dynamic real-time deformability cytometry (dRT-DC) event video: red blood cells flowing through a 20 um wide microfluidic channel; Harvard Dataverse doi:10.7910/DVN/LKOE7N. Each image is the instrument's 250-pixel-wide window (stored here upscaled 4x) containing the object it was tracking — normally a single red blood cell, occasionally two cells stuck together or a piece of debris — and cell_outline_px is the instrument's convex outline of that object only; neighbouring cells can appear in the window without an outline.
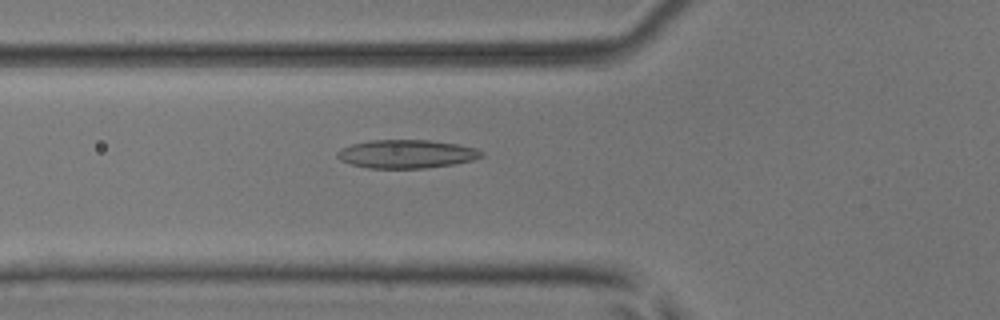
{"species": "common noctule bat (a hibernating species)", "species_latin": "Nyctalus noctula", "temperature_condition": "room temperature", "stored_images_in_passage": 54, "camera_frame_rate_fps": 3000, "um_per_image_px": 0.085, "animal": {"sex": "male", "body_mass_g": 17.9, "forearm_length_mm": 54.2}, "frame": {"image": 1, "passage_image": 20, "time_ms": 6.333, "image_size_px": [1000, 320], "cell_outline_px": [[484, 156], [472, 160], [452, 164], [424, 168], [368, 168], [352, 164], [340, 160], [336, 156], [336, 152], [340, 148], [352, 144], [372, 140], [428, 140], [456, 144], [476, 148], [484, 152]], "centroid_in_image_um": [34.54, 13.08], "position_along_channel_um": 91.3, "area_um2": 23.81}}
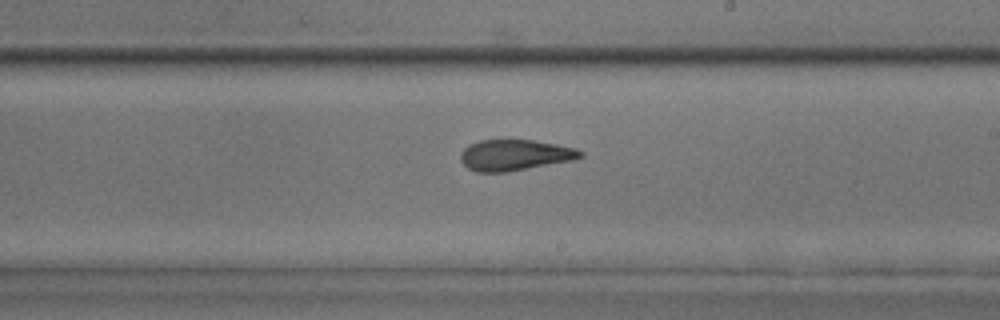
{"frame": {"image": 2, "passage_image": 32, "time_ms": 10.333, "image_size_px": [1000, 320], "cell_outline_px": [[584, 156], [572, 160], [508, 172], [476, 172], [468, 168], [460, 160], [460, 152], [468, 144], [480, 140], [532, 140], [556, 144], [576, 148], [584, 152]], "centroid_in_image_um": [43.74, 13.18], "position_along_channel_um": 245.3, "area_um2": 21.68}}
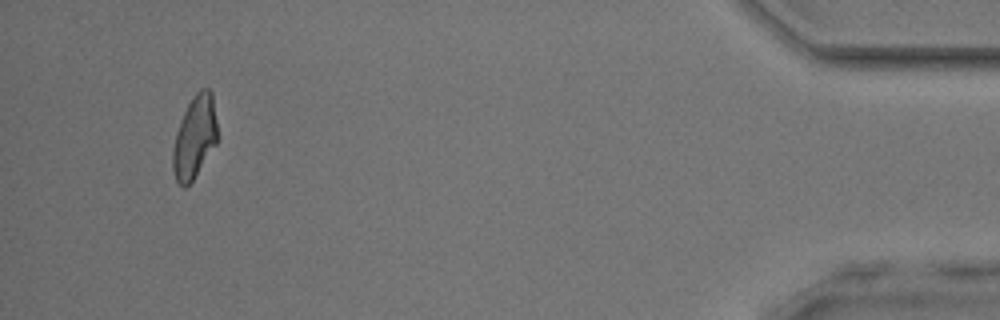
{"frame": {"image": 3, "passage_image": 51, "time_ms": 16.667, "image_size_px": [1000, 320], "cell_outline_px": [[216, 144], [192, 180], [184, 188], [176, 180], [172, 168], [172, 148], [176, 132], [184, 112], [192, 96], [200, 88], [208, 88], [212, 92], [216, 120]], "centroid_in_image_um": [16.52, 11.63], "position_along_channel_um": 418.7, "area_um2": 21.21}, "authors_computed_cell_mechanics": {"area_um2": 22.253, "velocity_mm_per_s": 3.8587, "shape_relaxation_time_tau1_ms": 11.2937, "shape_relaxation_time_tau2_ms": 1.9238, "deformation_change_tau1": 0.2596, "deformation_change_tau2": 0.0923}}